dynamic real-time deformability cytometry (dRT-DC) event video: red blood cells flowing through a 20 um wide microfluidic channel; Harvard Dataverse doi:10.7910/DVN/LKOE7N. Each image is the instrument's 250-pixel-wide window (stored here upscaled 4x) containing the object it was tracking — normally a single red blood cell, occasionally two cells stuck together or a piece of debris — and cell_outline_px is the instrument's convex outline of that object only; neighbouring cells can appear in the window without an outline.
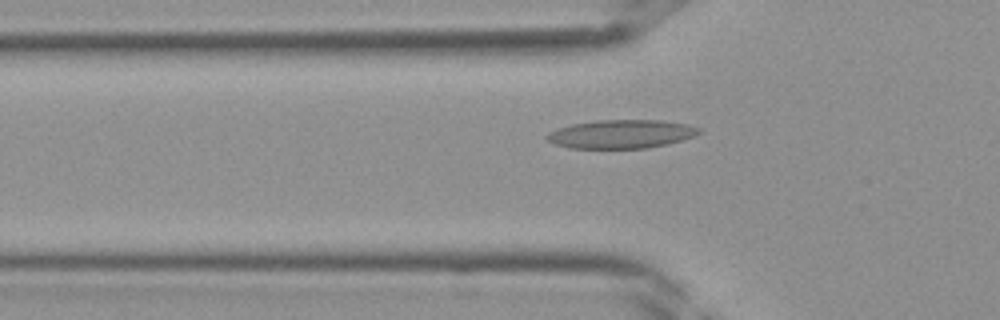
{"species": "Egyptian fruit bat (a non-hibernating species)", "species_latin": "Rousettus aegyptiacus", "temperature_condition": "room temperature", "stored_images_in_passage": 36, "camera_frame_rate_fps": 3000, "um_per_image_px": 0.085, "frame": {"image": 1, "passage_image": 13, "time_ms": 4.0, "image_size_px": [1000, 320], "cell_outline_px": [[700, 132], [692, 136], [668, 144], [648, 148], [568, 148], [544, 140], [544, 136], [548, 132], [556, 128], [572, 124], [596, 120], [660, 120], [688, 124], [700, 128]], "centroid_in_image_um": [52.74, 11.39], "position_along_channel_um": 73.1, "area_um2": 25.43}}
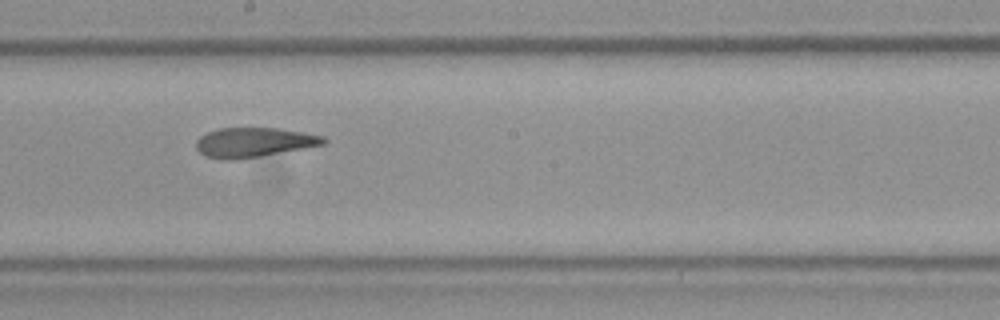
{"frame": {"image": 2, "passage_image": 22, "time_ms": 7.0, "image_size_px": [1000, 320], "cell_outline_px": [[328, 140], [324, 144], [256, 156], [232, 160], [224, 160], [204, 156], [196, 148], [196, 140], [200, 136], [208, 132], [220, 128], [276, 128], [304, 132], [324, 136]], "centroid_in_image_um": [21.54, 12.09], "position_along_channel_um": 226.7, "area_um2": 21.62}}
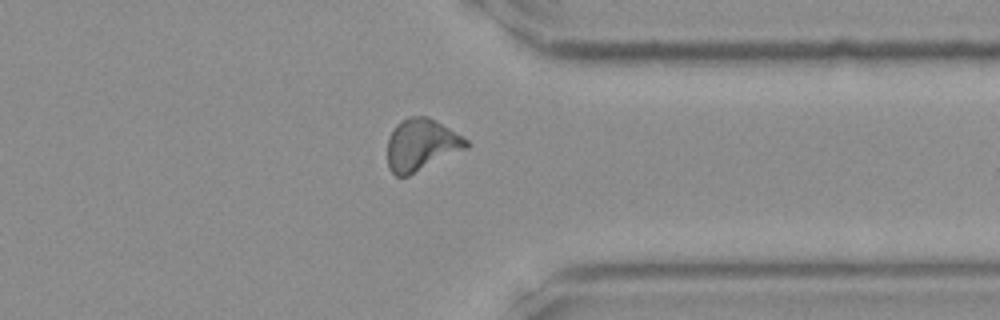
{"frame": {"image": 3, "passage_image": 31, "time_ms": 10.0, "image_size_px": [1000, 320], "cell_outline_px": [[472, 144], [468, 148], [408, 176], [396, 176], [388, 168], [388, 136], [396, 124], [400, 120], [408, 116], [428, 116], [436, 120], [468, 140]], "centroid_in_image_um": [35.81, 12.3], "position_along_channel_um": 375.6, "area_um2": 24.04}}